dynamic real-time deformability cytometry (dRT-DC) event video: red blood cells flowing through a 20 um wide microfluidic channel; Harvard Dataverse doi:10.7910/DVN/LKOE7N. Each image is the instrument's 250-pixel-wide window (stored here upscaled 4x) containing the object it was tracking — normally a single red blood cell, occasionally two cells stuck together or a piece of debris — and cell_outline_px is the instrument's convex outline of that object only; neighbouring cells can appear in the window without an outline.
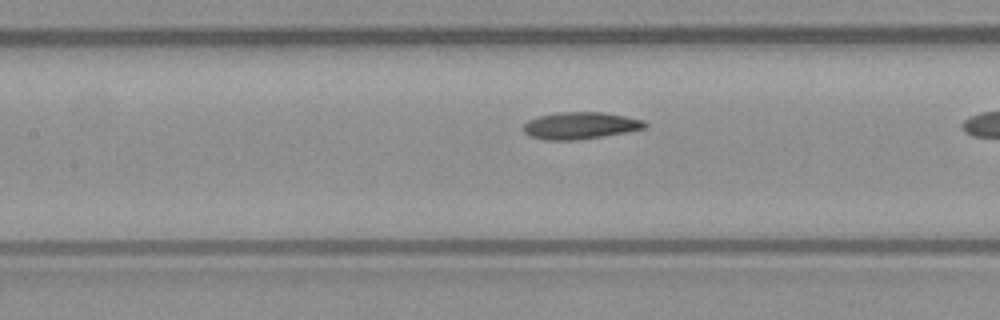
{"species": "common noctule bat (a hibernating species)", "species_latin": "Nyctalus noctula", "temperature_condition": "warm", "stored_images_in_passage": 36, "camera_frame_rate_fps": 3000, "um_per_image_px": 0.085, "animal": {"sex": "male", "body_mass_g": 23.1, "forearm_length_mm": 52.7}, "frame": {"image": 1, "passage_image": 19, "time_ms": 6.0, "image_size_px": [1000, 320], "cell_outline_px": [[648, 124], [644, 128], [624, 132], [576, 140], [544, 140], [528, 136], [524, 132], [524, 124], [528, 120], [540, 116], [556, 112], [604, 112], [644, 120]], "centroid_in_image_um": [49.28, 10.67], "position_along_channel_um": 158.1, "area_um2": 18.96}}
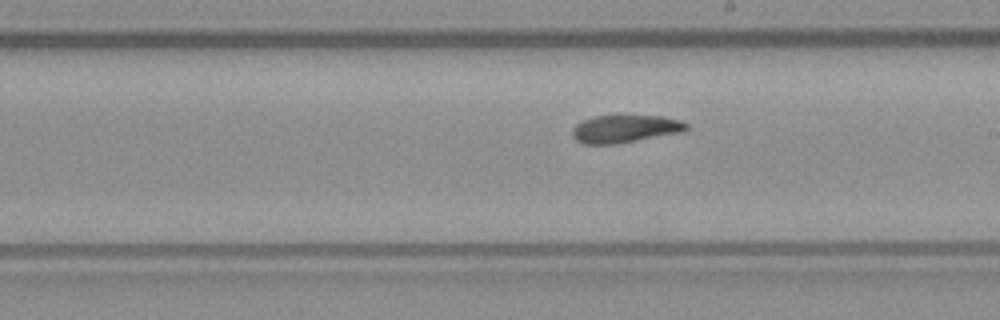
{"frame": {"image": 2, "passage_image": 25, "time_ms": 8.0, "image_size_px": [1000, 320], "cell_outline_px": [[688, 128], [684, 132], [616, 144], [584, 144], [576, 140], [572, 136], [572, 128], [580, 120], [592, 116], [660, 116], [680, 120], [688, 124]], "centroid_in_image_um": [53.1, 10.95], "position_along_channel_um": 235.9, "area_um2": 18.55}}
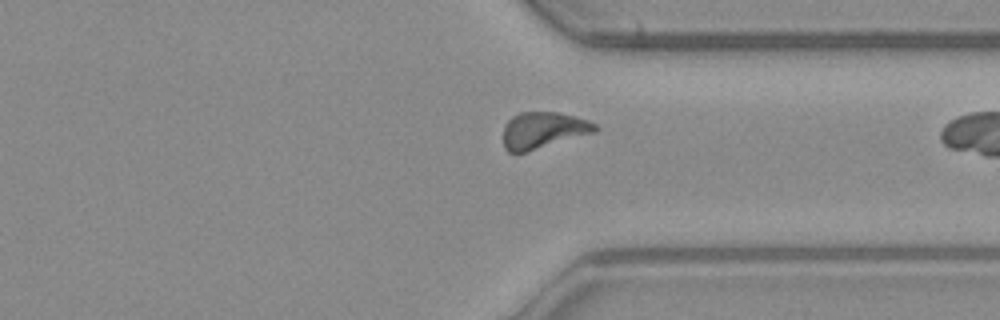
{"frame": {"image": 3, "passage_image": 35, "time_ms": 11.333, "image_size_px": [1000, 320], "cell_outline_px": [[600, 128], [596, 132], [524, 152], [508, 152], [504, 148], [504, 124], [512, 116], [520, 112], [560, 112], [576, 116], [588, 120], [596, 124]], "centroid_in_image_um": [46.19, 11.05], "position_along_channel_um": 365.2, "area_um2": 19.54}}